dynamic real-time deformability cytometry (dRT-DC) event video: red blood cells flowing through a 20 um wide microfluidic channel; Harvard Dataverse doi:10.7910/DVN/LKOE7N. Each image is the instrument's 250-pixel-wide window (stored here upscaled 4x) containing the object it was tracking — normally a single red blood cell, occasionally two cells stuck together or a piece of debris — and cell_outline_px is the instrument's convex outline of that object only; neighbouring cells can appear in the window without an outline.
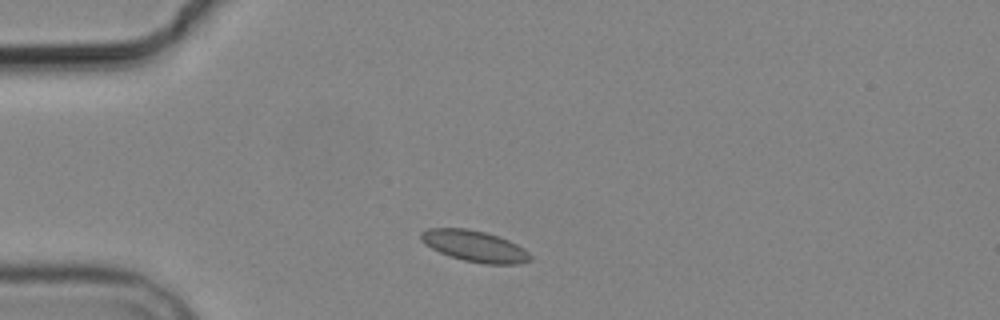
{"species": "common noctule bat (a hibernating species)", "species_latin": "Nyctalus noctula", "temperature_condition": "cold", "stored_images_in_passage": 2, "camera_frame_rate_fps": 3000, "um_per_image_px": 0.085, "animal": {"sex": "male", "body_mass_g": 19.2, "forearm_length_mm": 51.8}, "frame": {"image": 1, "passage_image": 1, "time_ms": 0.0, "image_size_px": [1000, 320], "cell_outline_px": [[532, 260], [520, 264], [484, 264], [464, 260], [440, 252], [424, 244], [420, 240], [420, 232], [428, 228], [468, 228], [484, 232], [508, 240], [524, 248], [532, 256]], "centroid_in_image_um": [40.34, 20.92], "position_along_channel_um": 44.7, "area_um2": 19.83}}